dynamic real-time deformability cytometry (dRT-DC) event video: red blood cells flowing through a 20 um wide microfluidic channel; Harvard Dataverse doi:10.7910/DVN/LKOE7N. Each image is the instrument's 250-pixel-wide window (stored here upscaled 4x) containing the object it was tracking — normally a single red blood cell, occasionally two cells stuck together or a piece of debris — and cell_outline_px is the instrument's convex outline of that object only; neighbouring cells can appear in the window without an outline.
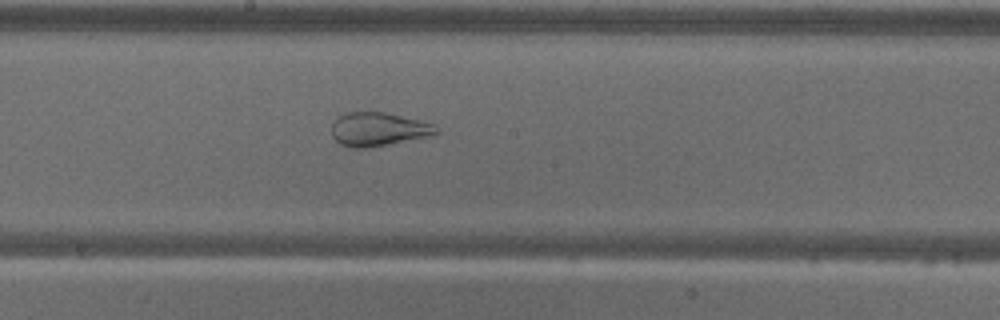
{"species": "common noctule bat (a hibernating species)", "species_latin": "Nyctalus noctula", "temperature_condition": "warm", "stored_images_in_passage": 53, "camera_frame_rate_fps": 3000, "um_per_image_px": 0.085, "animal": {"sex": "male", "body_mass_g": 18.8}, "frame": {"image": 1, "passage_image": 26, "time_ms": 8.333, "image_size_px": [1000, 320], "cell_outline_px": [[440, 132], [432, 136], [388, 144], [364, 148], [352, 148], [340, 144], [332, 136], [332, 124], [336, 116], [344, 112], [384, 112], [420, 120], [436, 124], [440, 128]], "centroid_in_image_um": [32.18, 10.98], "position_along_channel_um": 216.0, "area_um2": 20.81}}
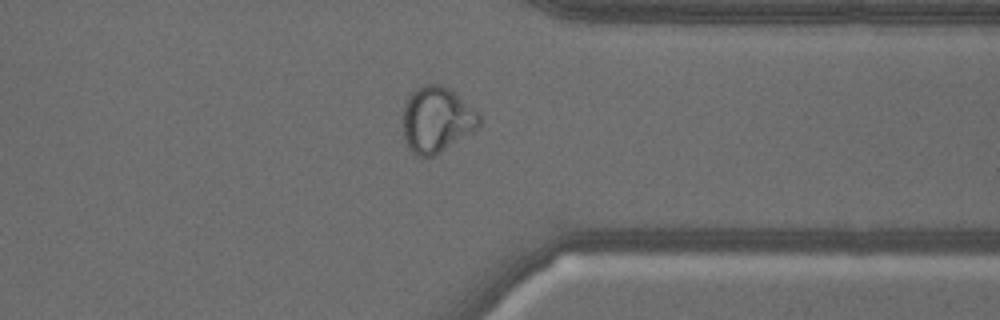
{"frame": {"image": 2, "passage_image": 40, "time_ms": 13.0, "image_size_px": [1000, 320], "cell_outline_px": [[484, 120], [472, 132], [440, 152], [432, 156], [420, 156], [412, 152], [408, 148], [404, 140], [404, 104], [408, 96], [416, 88], [424, 84], [444, 84], [476, 108], [480, 112]], "centroid_in_image_um": [37.16, 10.13], "position_along_channel_um": 374.2, "area_um2": 29.54}}
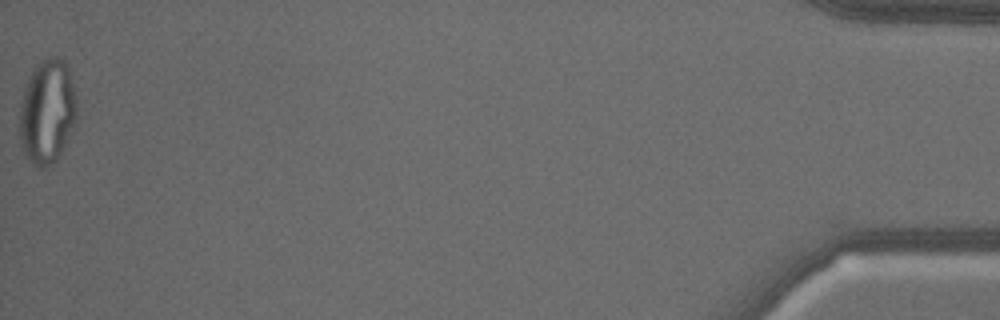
{"frame": {"image": 3, "passage_image": 53, "time_ms": 17.333, "image_size_px": [1000, 320], "cell_outline_px": [[76, 116], [64, 144], [56, 160], [44, 168], [40, 168], [28, 160], [24, 156], [20, 148], [20, 104], [24, 88], [36, 64], [48, 56], [60, 56], [64, 60], [68, 68], [76, 96]], "centroid_in_image_um": [3.98, 9.47], "position_along_channel_um": 431.2, "area_um2": 34.62}}